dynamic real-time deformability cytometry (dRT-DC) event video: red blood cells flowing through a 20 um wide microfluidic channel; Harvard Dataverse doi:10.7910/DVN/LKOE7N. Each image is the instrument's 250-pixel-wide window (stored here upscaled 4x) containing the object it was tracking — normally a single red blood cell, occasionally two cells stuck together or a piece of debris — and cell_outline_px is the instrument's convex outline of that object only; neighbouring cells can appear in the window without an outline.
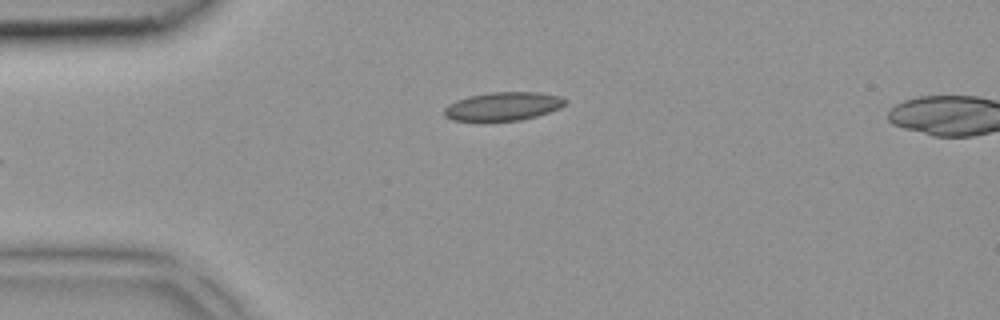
{"species": "common noctule bat (a hibernating species)", "species_latin": "Nyctalus noctula", "temperature_condition": "room temperature", "stored_images_in_passage": 3, "camera_frame_rate_fps": 3000, "um_per_image_px": 0.085, "animal": {"sex": "female", "body_mass_g": 18.4}, "frame": {"image": 1, "passage_image": 3, "time_ms": 0.667, "image_size_px": [1000, 320], "cell_outline_px": [[568, 100], [560, 108], [536, 116], [520, 120], [452, 120], [444, 116], [444, 108], [448, 104], [456, 100], [468, 96], [492, 92], [536, 92], [560, 96]], "centroid_in_image_um": [42.75, 9.02], "position_along_channel_um": 42.2, "area_um2": 19.88}}